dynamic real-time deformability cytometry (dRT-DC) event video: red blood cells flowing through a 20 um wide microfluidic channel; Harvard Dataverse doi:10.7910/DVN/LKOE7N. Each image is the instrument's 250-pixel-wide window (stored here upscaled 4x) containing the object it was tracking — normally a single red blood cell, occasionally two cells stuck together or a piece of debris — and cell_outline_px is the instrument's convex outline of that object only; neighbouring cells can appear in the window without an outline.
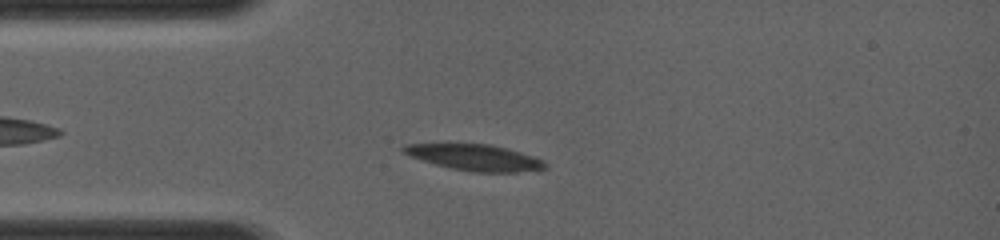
{"species": "common noctule bat (a hibernating species)", "species_latin": "Nyctalus noctula", "temperature_condition": "room temperature", "stored_images_in_passage": 44, "camera_frame_rate_fps": 4000, "um_per_image_px": 0.085, "animal": {"sex": "female", "body_mass_g": 19.0, "forearm_length_mm": 56.7}, "frame": {"image": 1, "passage_image": 6, "time_ms": 1.25, "image_size_px": [1000, 240], "cell_outline_px": [[548, 168], [536, 172], [472, 172], [452, 168], [436, 164], [412, 156], [404, 152], [400, 148], [404, 144], [492, 144], [520, 152], [544, 160], [548, 164]], "centroid_in_image_um": [40.48, 13.4], "position_along_channel_um": 44.5, "area_um2": 21.56}}
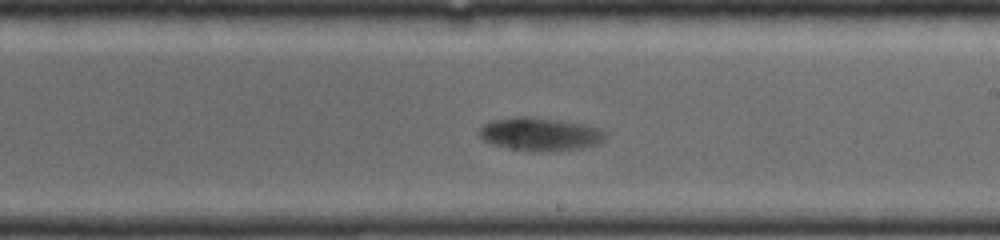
{"frame": {"image": 2, "passage_image": 25, "time_ms": 6.0, "image_size_px": [1000, 240], "cell_outline_px": [[608, 136], [604, 140], [596, 144], [580, 148], [548, 152], [532, 152], [492, 144], [484, 140], [480, 136], [480, 128], [484, 124], [492, 120], [516, 116], [524, 116], [556, 120], [580, 124], [600, 128]], "centroid_in_image_um": [45.9, 11.41], "position_along_channel_um": 243.1, "area_um2": 24.16}}
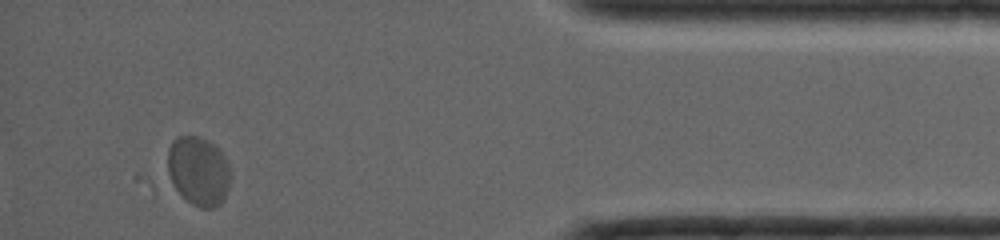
{"frame": {"image": 3, "passage_image": 44, "time_ms": 10.75, "image_size_px": [1000, 240], "cell_outline_px": [[232, 176], [224, 200], [220, 204], [212, 208], [200, 208], [192, 204], [172, 184], [168, 172], [168, 148], [172, 140], [176, 136], [200, 136], [208, 140], [220, 148], [228, 160]], "centroid_in_image_um": [16.91, 14.5], "position_along_channel_um": 418.3, "area_um2": 25.78}}